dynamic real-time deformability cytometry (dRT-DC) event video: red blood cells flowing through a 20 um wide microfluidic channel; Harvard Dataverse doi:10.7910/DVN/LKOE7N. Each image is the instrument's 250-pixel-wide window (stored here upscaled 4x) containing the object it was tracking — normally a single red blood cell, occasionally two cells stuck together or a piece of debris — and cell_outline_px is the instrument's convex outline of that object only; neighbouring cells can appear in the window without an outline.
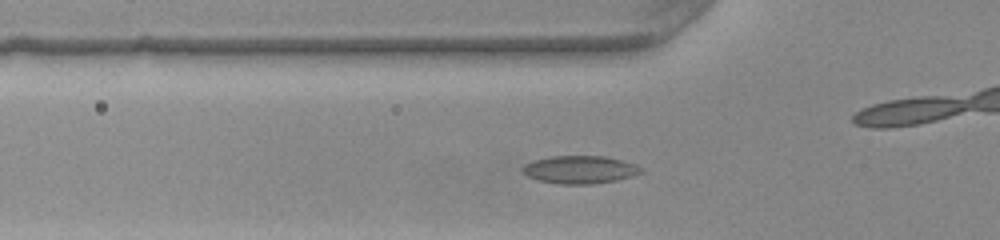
{"species": "common noctule bat (a hibernating species)", "species_latin": "Nyctalus noctula", "temperature_condition": "warm", "stored_images_in_passage": 34, "camera_frame_rate_fps": 3000, "um_per_image_px": 0.085, "animal": {"sex": "female", "body_mass_g": 22.0, "forearm_length_mm": 56.7}, "frame": {"image": 1, "passage_image": 9, "time_ms": 2.667, "image_size_px": [1000, 240], "cell_outline_px": [[644, 172], [632, 176], [616, 180], [592, 184], [560, 184], [540, 180], [528, 176], [520, 172], [520, 168], [524, 164], [532, 160], [552, 156], [604, 156], [636, 164]], "centroid_in_image_um": [49.25, 14.41], "position_along_channel_um": 76.6, "area_um2": 19.25}}
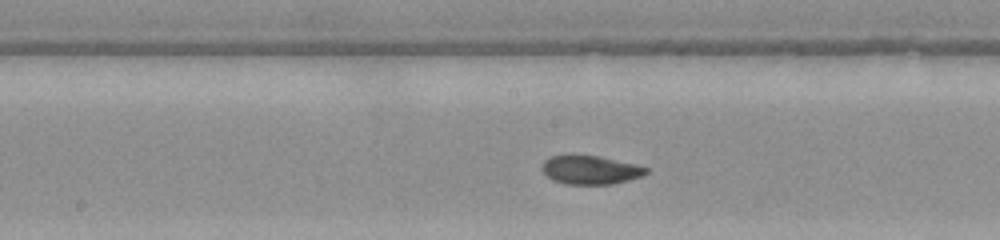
{"frame": {"image": 2, "passage_image": 18, "time_ms": 5.667, "image_size_px": [1000, 240], "cell_outline_px": [[648, 172], [640, 176], [628, 180], [612, 184], [564, 184], [552, 180], [540, 168], [544, 160], [552, 156], [600, 156], [636, 164], [648, 168]], "centroid_in_image_um": [50.18, 14.45], "position_along_channel_um": 198.0, "area_um2": 17.22}}
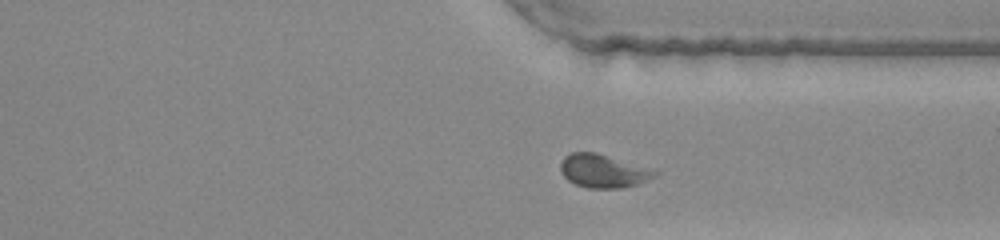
{"frame": {"image": 3, "passage_image": 30, "time_ms": 9.667, "image_size_px": [1000, 240], "cell_outline_px": [[660, 172], [656, 176], [640, 184], [624, 188], [588, 188], [576, 184], [568, 180], [564, 176], [560, 168], [560, 164], [564, 156], [572, 152], [596, 152]], "centroid_in_image_um": [51.27, 14.54], "position_along_channel_um": 360.1, "area_um2": 18.21}}